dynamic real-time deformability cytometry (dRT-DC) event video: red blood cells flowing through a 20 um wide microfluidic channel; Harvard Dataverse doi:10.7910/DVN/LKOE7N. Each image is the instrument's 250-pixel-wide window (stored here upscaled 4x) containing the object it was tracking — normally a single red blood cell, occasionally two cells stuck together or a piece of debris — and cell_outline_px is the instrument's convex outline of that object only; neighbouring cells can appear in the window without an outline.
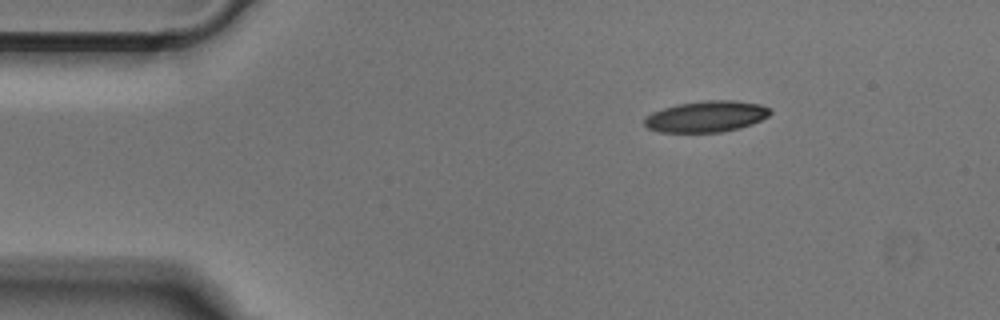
{"species": "Egyptian fruit bat (a non-hibernating species)", "species_latin": "Rousettus aegyptiacus", "temperature_condition": "cold", "stored_images_in_passage": 44, "camera_frame_rate_fps": 3000, "um_per_image_px": 0.085, "animal": {"sex": "male"}, "frame": {"image": 1, "passage_image": 1, "time_ms": 0.0, "image_size_px": [1000, 320], "cell_outline_px": [[772, 112], [768, 116], [752, 124], [740, 128], [720, 132], [660, 132], [648, 128], [644, 124], [644, 116], [652, 112], [676, 104], [708, 100], [732, 100], [760, 104], [768, 108]], "centroid_in_image_um": [60.01, 9.9], "position_along_channel_um": 25.0, "area_um2": 22.83}}
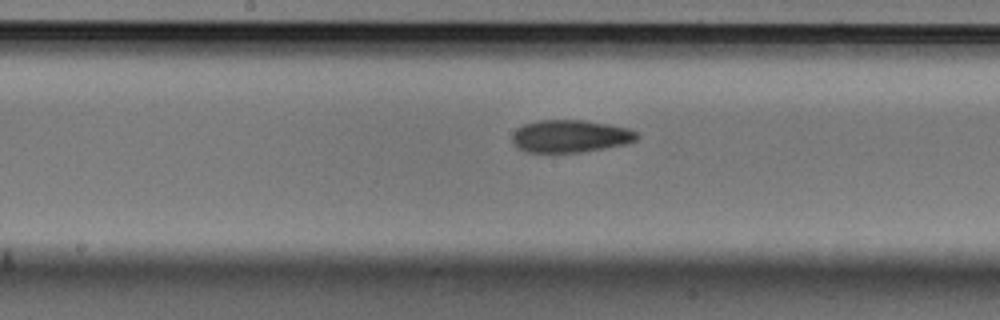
{"frame": {"image": 2, "passage_image": 19, "time_ms": 6.0, "image_size_px": [1000, 320], "cell_outline_px": [[640, 136], [636, 140], [624, 144], [604, 148], [580, 152], [524, 152], [516, 148], [512, 144], [512, 132], [516, 128], [524, 124], [536, 120], [584, 120], [608, 124], [628, 128], [636, 132]], "centroid_in_image_um": [48.41, 11.57], "position_along_channel_um": 199.8, "area_um2": 23.81}}
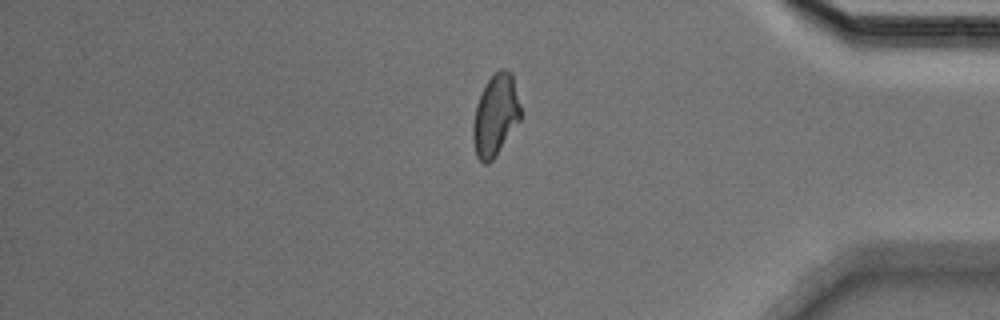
{"frame": {"image": 3, "passage_image": 36, "time_ms": 11.667, "image_size_px": [1000, 320], "cell_outline_px": [[520, 120], [492, 160], [488, 164], [484, 164], [476, 156], [472, 140], [472, 124], [476, 104], [488, 80], [500, 68], [504, 68], [512, 72], [520, 104]], "centroid_in_image_um": [42.1, 9.79], "position_along_channel_um": 393.1, "area_um2": 22.48}}